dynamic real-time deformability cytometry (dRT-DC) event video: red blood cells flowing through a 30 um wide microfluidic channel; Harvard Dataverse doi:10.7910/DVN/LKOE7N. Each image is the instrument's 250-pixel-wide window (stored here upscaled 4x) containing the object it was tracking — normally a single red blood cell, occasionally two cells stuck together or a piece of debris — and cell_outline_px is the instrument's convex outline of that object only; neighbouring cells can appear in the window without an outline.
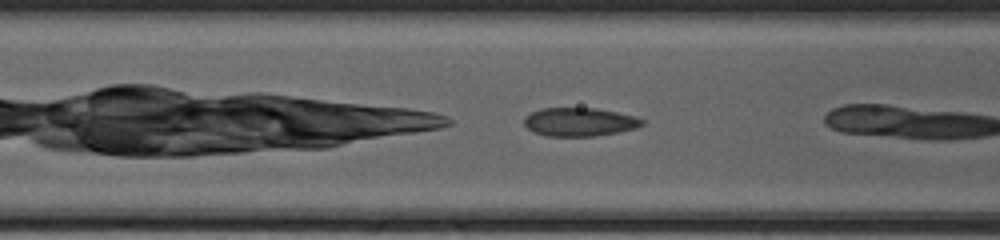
{"species": "common noctule bat (a hibernating species)", "species_latin": "Nyctalus noctula", "temperature_condition": "cold", "stored_images_in_passage": 6, "camera_frame_rate_fps": 3000, "um_per_image_px": 0.085, "animal": {"sex": "female", "body_mass_g": 20.0, "forearm_length_mm": 54.0}, "frame": {"image": 1, "passage_image": 4, "time_ms": 1.0, "image_size_px": [1000, 240], "cell_outline_px": [[644, 124], [636, 128], [616, 132], [592, 136], [544, 136], [528, 128], [524, 124], [524, 116], [540, 108], [596, 108], [636, 116], [644, 120]], "centroid_in_image_um": [49.25, 10.36], "position_along_channel_um": 117.4, "area_um2": 19.54}}